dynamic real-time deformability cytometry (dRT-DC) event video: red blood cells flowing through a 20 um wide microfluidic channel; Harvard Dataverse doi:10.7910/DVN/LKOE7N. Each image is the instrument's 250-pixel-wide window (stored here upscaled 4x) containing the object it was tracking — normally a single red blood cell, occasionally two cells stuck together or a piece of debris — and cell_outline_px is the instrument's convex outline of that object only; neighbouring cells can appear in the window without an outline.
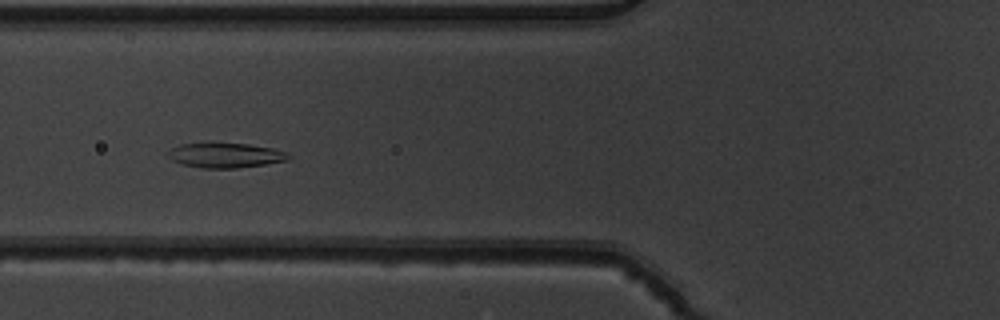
{"species": "common noctule bat (a hibernating species)", "species_latin": "Nyctalus noctula", "temperature_condition": "warm", "stored_images_in_passage": 10, "camera_frame_rate_fps": 3000, "um_per_image_px": 0.085, "animal": {"sex": "male", "body_mass_g": 19.5, "forearm_length_mm": 54.6}, "frame": {"image": 1, "passage_image": 7, "time_ms": 2.0, "image_size_px": [1000, 320], "cell_outline_px": [[292, 156], [288, 160], [264, 164], [236, 168], [200, 168], [184, 164], [172, 160], [164, 152], [180, 144], [208, 140], [248, 144], [272, 148], [284, 152]], "centroid_in_image_um": [19.07, 13.15], "position_along_channel_um": 106.7, "area_um2": 18.09}}
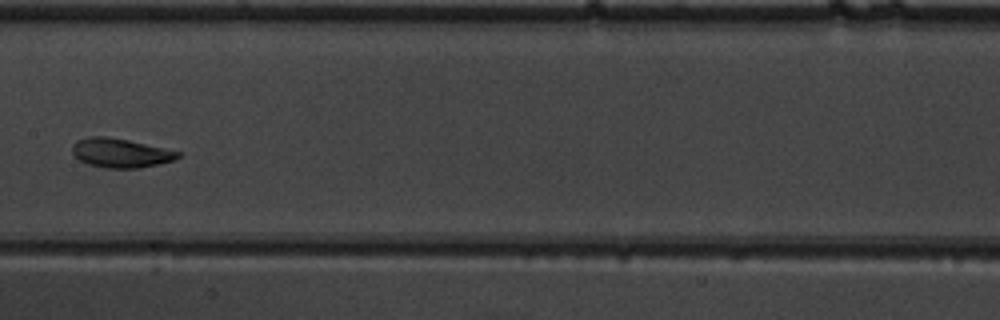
{"frame": {"image": 2, "passage_image": 9, "time_ms": 2.667, "image_size_px": [1000, 320], "cell_outline_px": [[180, 156], [172, 160], [140, 168], [104, 168], [88, 164], [80, 160], [72, 152], [72, 144], [76, 140], [88, 136], [108, 136], [128, 140], [180, 152]], "centroid_in_image_um": [10.18, 12.99], "position_along_channel_um": 197.2, "area_um2": 17.8}}
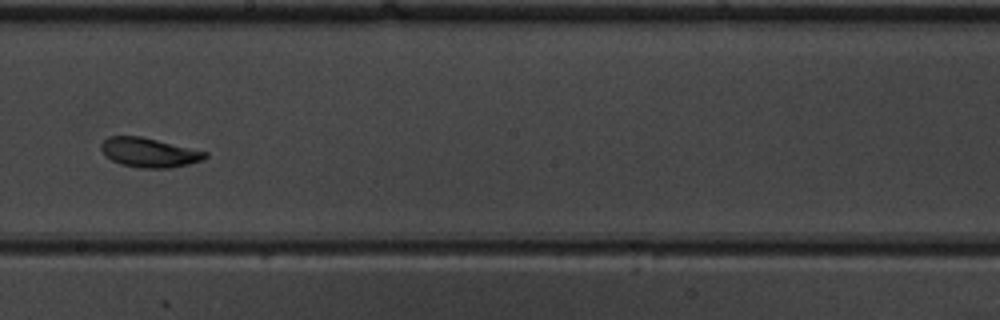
{"frame": {"image": 3, "passage_image": 10, "time_ms": 3.0, "image_size_px": [1000, 320], "cell_outline_px": [[208, 156], [200, 160], [188, 164], [172, 168], [140, 168], [120, 164], [104, 156], [100, 148], [100, 144], [108, 136], [140, 136], [208, 152]], "centroid_in_image_um": [12.63, 12.97], "position_along_channel_um": 235.6, "area_um2": 17.8}}